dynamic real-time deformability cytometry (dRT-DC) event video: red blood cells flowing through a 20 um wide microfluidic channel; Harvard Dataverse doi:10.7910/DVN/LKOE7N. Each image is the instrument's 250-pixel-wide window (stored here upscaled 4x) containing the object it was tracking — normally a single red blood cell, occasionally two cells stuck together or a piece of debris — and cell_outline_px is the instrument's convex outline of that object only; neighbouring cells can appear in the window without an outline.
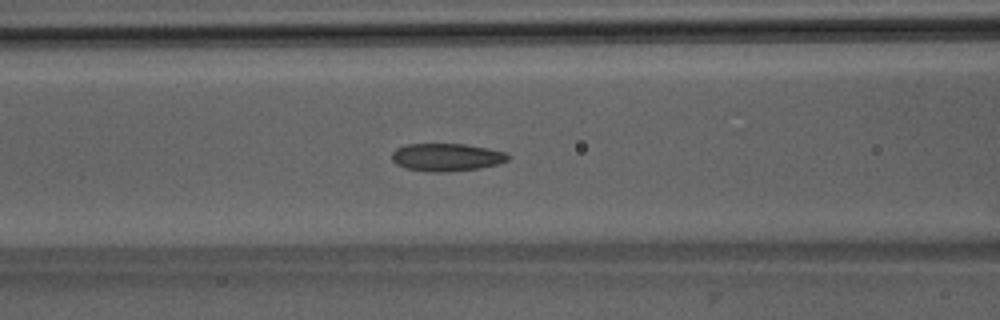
{"species": "Egyptian fruit bat (a non-hibernating species)", "species_latin": "Rousettus aegyptiacus", "temperature_condition": "room temperature", "stored_images_in_passage": 53, "camera_frame_rate_fps": 3000, "um_per_image_px": 0.085, "animal": {"sex": "male"}, "frame": {"image": 1, "passage_image": 22, "time_ms": 7.0, "image_size_px": [1000, 320], "cell_outline_px": [[512, 156], [508, 160], [500, 164], [476, 168], [448, 172], [428, 172], [408, 168], [396, 164], [392, 160], [392, 152], [396, 148], [408, 144], [464, 144], [488, 148], [508, 152]], "centroid_in_image_um": [38.0, 13.36], "position_along_channel_um": 128.6, "area_um2": 18.9}}
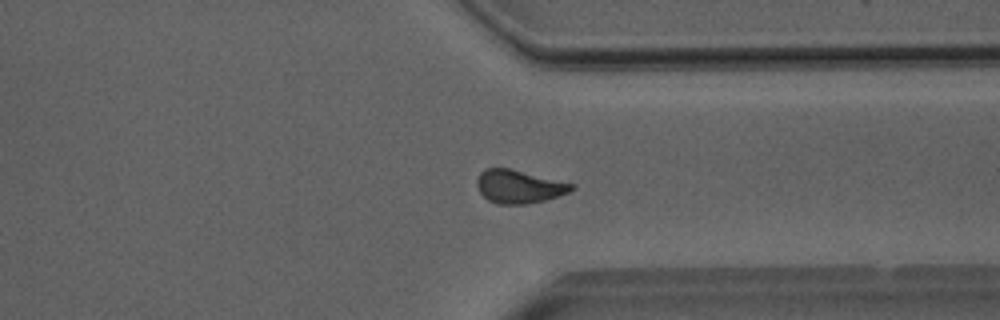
{"frame": {"image": 2, "passage_image": 40, "time_ms": 13.0, "image_size_px": [1000, 320], "cell_outline_px": [[576, 188], [560, 196], [528, 204], [496, 204], [488, 200], [480, 192], [476, 184], [476, 180], [480, 172], [484, 168], [512, 168], [576, 184]], "centroid_in_image_um": [44.13, 15.84], "position_along_channel_um": 367.3, "area_um2": 18.67}}
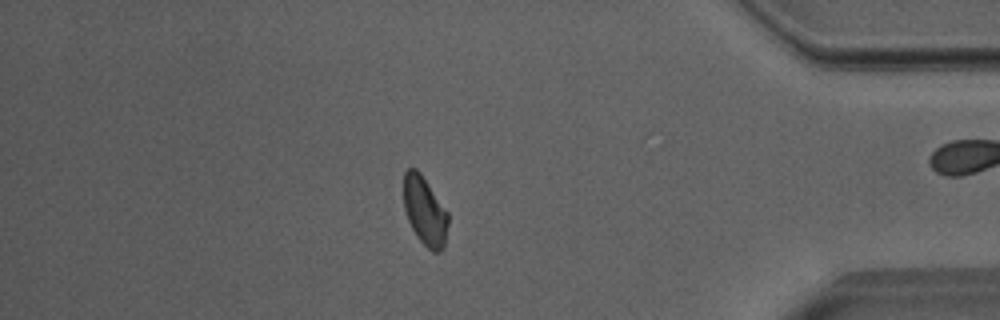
{"frame": {"image": 3, "passage_image": 45, "time_ms": 14.667, "image_size_px": [1000, 320], "cell_outline_px": [[448, 224], [444, 248], [436, 252], [432, 252], [416, 236], [408, 220], [404, 208], [404, 172], [408, 168], [416, 168], [420, 172], [448, 212]], "centroid_in_image_um": [36.11, 17.93], "position_along_channel_um": 399.1, "area_um2": 17.74}, "authors_computed_cell_mechanics": {"area_um2": 18.6694, "velocity_mm_per_s": 3.9804, "shape_relaxation_time_tau1_ms": 4.4816, "shape_relaxation_time_tau2_ms": 2.0034, "deformation_change_tau1": 0.1153, "deformation_change_tau2": 0.0877}}